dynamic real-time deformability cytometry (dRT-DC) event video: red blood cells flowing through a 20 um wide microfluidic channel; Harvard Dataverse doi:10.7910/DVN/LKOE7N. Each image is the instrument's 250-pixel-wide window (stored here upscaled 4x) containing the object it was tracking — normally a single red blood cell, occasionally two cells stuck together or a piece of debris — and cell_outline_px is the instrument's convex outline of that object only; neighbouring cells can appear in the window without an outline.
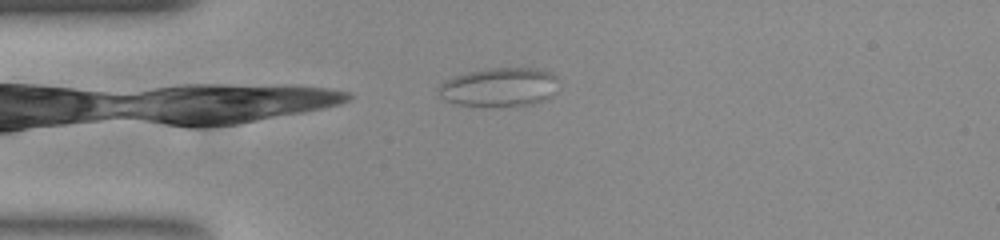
{"species": "common noctule bat (a hibernating species)", "species_latin": "Nyctalus noctula", "temperature_condition": "room temperature", "stored_images_in_passage": 42, "camera_frame_rate_fps": 3000, "um_per_image_px": 0.085, "animal": {"sex": "female", "body_mass_g": 23.0, "forearm_length_mm": 53.4}, "frame": {"image": 1, "passage_image": 1, "time_ms": 0.0, "image_size_px": [1000, 240], "cell_outline_px": [[556, 92], [552, 96], [532, 104], [456, 104], [440, 96], [440, 84], [444, 80], [452, 76], [468, 72], [492, 68], [536, 68], [552, 72], [556, 76]], "centroid_in_image_um": [42.48, 7.36], "position_along_channel_um": 42.5, "area_um2": 26.41}}
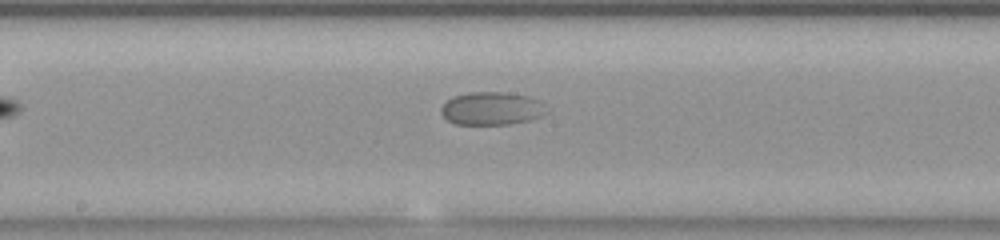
{"frame": {"image": 2, "passage_image": 16, "time_ms": 5.0, "image_size_px": [1000, 240], "cell_outline_px": [[548, 112], [544, 116], [528, 120], [508, 124], [456, 124], [448, 120], [440, 112], [440, 108], [452, 96], [468, 92], [504, 92], [528, 96], [540, 100], [544, 104]], "centroid_in_image_um": [41.82, 9.21], "position_along_channel_um": 206.4, "area_um2": 20.4}}
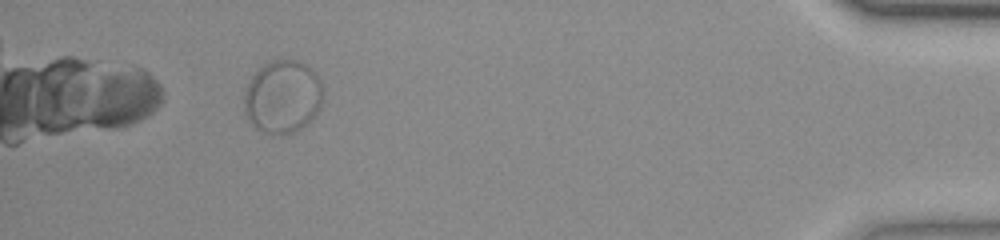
{"frame": {"image": 3, "passage_image": 38, "time_ms": 12.333, "image_size_px": [1000, 240], "cell_outline_px": [[324, 100], [320, 108], [300, 128], [284, 136], [276, 136], [264, 132], [256, 128], [248, 120], [244, 112], [244, 92], [252, 76], [264, 64], [272, 60], [296, 60], [308, 64], [316, 72], [324, 88]], "centroid_in_image_um": [24.04, 8.22], "position_along_channel_um": 411.2, "area_um2": 33.99}}